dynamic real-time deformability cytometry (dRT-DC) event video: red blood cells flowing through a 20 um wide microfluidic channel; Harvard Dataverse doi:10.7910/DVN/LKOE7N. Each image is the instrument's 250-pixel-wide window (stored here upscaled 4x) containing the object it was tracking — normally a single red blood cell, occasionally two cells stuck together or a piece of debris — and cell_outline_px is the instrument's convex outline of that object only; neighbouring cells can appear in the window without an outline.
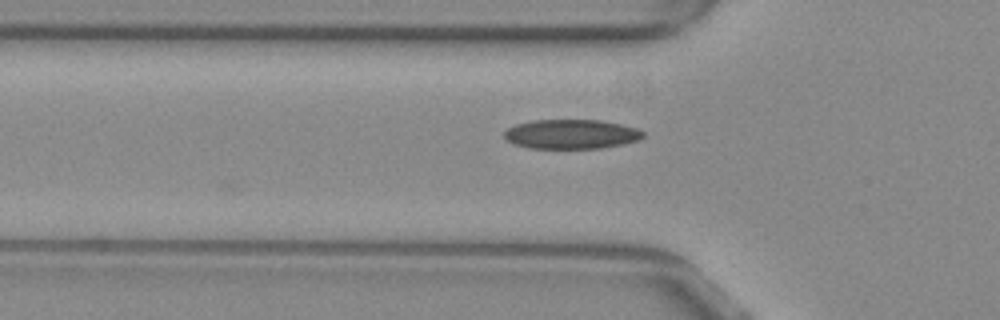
{"species": "common noctule bat (a hibernating species)", "species_latin": "Nyctalus noctula", "temperature_condition": "warm", "stored_images_in_passage": 31, "camera_frame_rate_fps": 3000, "um_per_image_px": 0.085, "animal": {"sex": "female", "body_mass_g": 29.2, "forearm_length_mm": 56.3}, "frame": {"image": 1, "passage_image": 5, "time_ms": 1.333, "image_size_px": [1000, 320], "cell_outline_px": [[644, 136], [640, 140], [600, 148], [528, 148], [512, 144], [504, 136], [504, 132], [508, 128], [516, 124], [532, 120], [600, 120], [620, 124], [636, 128], [644, 132]], "centroid_in_image_um": [48.54, 11.4], "position_along_channel_um": 77.3, "area_um2": 23.76}}
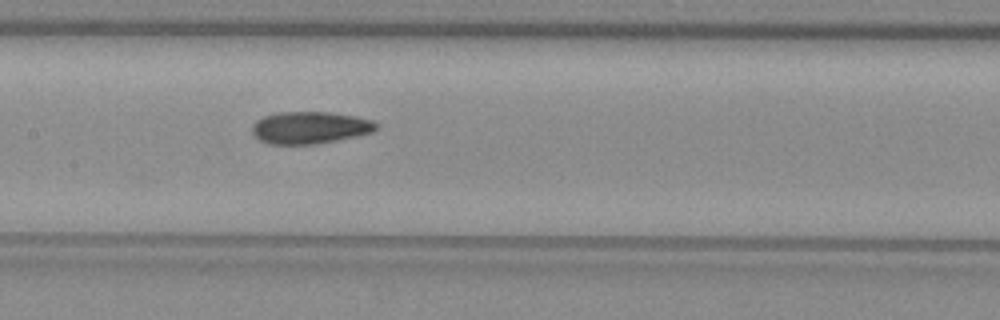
{"frame": {"image": 2, "passage_image": 13, "time_ms": 4.0, "image_size_px": [1000, 320], "cell_outline_px": [[380, 128], [372, 132], [356, 136], [316, 144], [268, 144], [260, 140], [252, 132], [252, 124], [256, 120], [264, 116], [276, 112], [332, 112], [356, 116], [372, 120]], "centroid_in_image_um": [26.34, 10.84], "position_along_channel_um": 181.1, "area_um2": 23.35}}
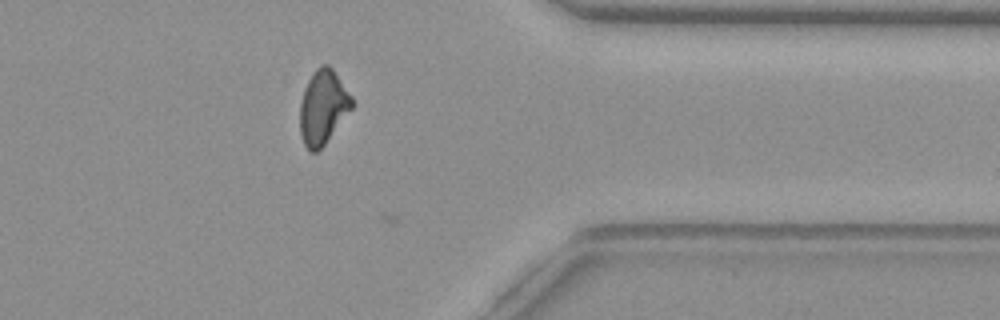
{"frame": {"image": 3, "passage_image": 30, "time_ms": 9.667, "image_size_px": [1000, 320], "cell_outline_px": [[352, 108], [324, 144], [316, 152], [308, 152], [300, 136], [300, 104], [304, 88], [312, 72], [320, 64], [328, 64], [332, 68], [352, 96]], "centroid_in_image_um": [27.43, 9.09], "position_along_channel_um": 384.0, "area_um2": 22.37}, "authors_computed_cell_mechanics": {"area_um2": 23.2934, "velocity_mm_per_s": 3.857, "shape_relaxation_time_tau1_ms": null, "shape_relaxation_time_tau2_ms": 2.2087, "deformation_change_tau1": null, "deformation_change_tau2": 0.0761}}